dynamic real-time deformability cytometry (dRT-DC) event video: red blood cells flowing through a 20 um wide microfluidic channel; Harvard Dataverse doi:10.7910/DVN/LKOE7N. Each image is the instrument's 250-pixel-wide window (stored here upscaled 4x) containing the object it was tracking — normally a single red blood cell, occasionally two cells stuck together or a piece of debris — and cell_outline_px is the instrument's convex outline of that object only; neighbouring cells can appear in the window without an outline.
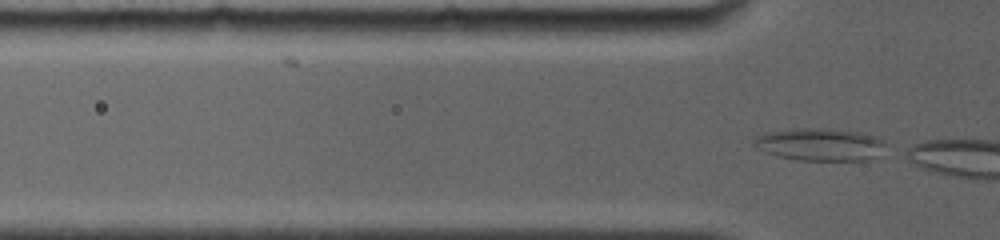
{"species": "common noctule bat (a hibernating species)", "species_latin": "Nyctalus noctula", "temperature_condition": "room temperature", "stored_images_in_passage": 5, "camera_frame_rate_fps": 4000, "um_per_image_px": 0.085, "animal": {"sex": "female", "body_mass_g": 19.0, "forearm_length_mm": 56.7}, "frame": {"image": 1, "passage_image": 5, "time_ms": 1.0, "image_size_px": [1000, 240], "cell_outline_px": [[884, 144], [876, 156], [864, 160], [800, 160], [780, 156], [768, 152], [752, 144], [752, 140], [756, 136], [764, 132], [800, 128], [828, 128], [856, 132], [876, 136]], "centroid_in_image_um": [69.64, 12.26], "position_along_channel_um": 56.2, "area_um2": 24.45}}